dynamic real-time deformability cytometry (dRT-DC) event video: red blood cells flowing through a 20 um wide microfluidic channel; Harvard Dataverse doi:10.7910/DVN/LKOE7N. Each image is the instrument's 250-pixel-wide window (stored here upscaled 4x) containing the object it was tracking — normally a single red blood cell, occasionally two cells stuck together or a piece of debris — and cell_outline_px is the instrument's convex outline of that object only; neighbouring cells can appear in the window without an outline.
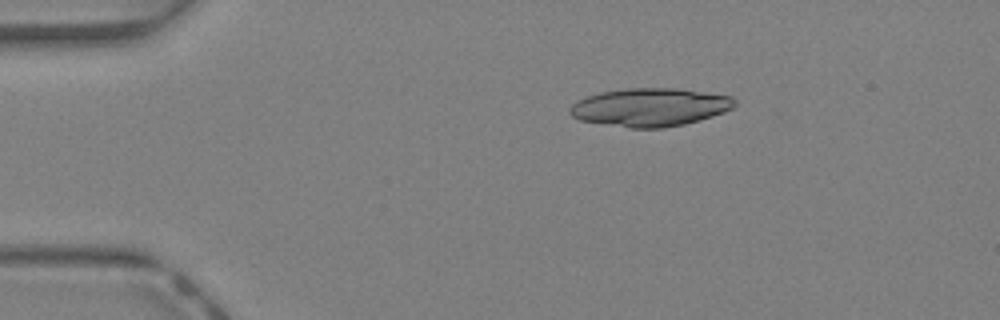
{"species": "Egyptian fruit bat (a non-hibernating species)", "species_latin": "Rousettus aegyptiacus", "temperature_condition": "warm", "stored_images_in_passage": 17, "camera_frame_rate_fps": 3000, "um_per_image_px": 0.085, "animal": {"sex": "female"}, "frame": {"image": 1, "passage_image": 1, "time_ms": 0.0, "image_size_px": [1000, 320], "cell_outline_px": [[736, 104], [732, 108], [724, 112], [700, 120], [684, 124], [664, 128], [628, 128], [580, 120], [572, 116], [568, 112], [568, 108], [572, 104], [588, 96], [600, 92], [628, 88], [676, 88], [732, 96], [736, 100]], "centroid_in_image_um": [55.26, 9.12], "position_along_channel_um": 29.7, "area_um2": 36.7}}